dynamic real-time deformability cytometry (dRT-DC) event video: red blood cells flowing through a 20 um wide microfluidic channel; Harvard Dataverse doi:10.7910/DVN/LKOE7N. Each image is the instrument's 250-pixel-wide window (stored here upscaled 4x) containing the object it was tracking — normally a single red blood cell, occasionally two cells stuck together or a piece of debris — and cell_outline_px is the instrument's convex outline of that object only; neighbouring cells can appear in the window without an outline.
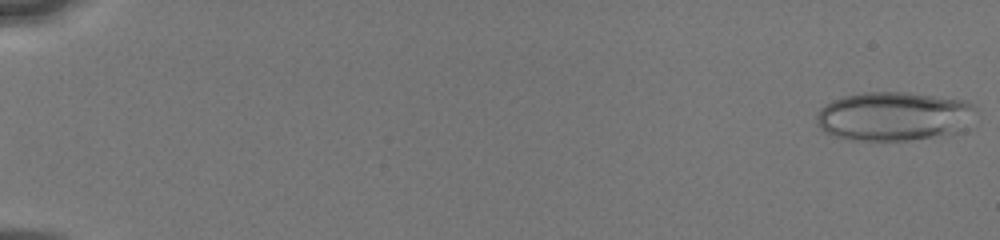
{"species": "human", "species_latin": "Homo sapiens", "temperature_condition": "cold", "stored_images_in_passage": 29, "camera_frame_rate_fps": 3000, "um_per_image_px": 0.085, "donor": {"sex": "male"}, "frame": {"image": 1, "passage_image": 1, "time_ms": 0.0, "image_size_px": [1000, 240], "cell_outline_px": [[976, 112], [952, 136], [908, 140], [852, 140], [836, 136], [824, 132], [816, 124], [816, 116], [820, 108], [824, 104], [832, 100], [844, 96], [864, 92], [904, 92], [968, 100], [976, 104]], "centroid_in_image_um": [75.97, 9.88], "position_along_channel_um": 9.0, "area_um2": 45.84}}
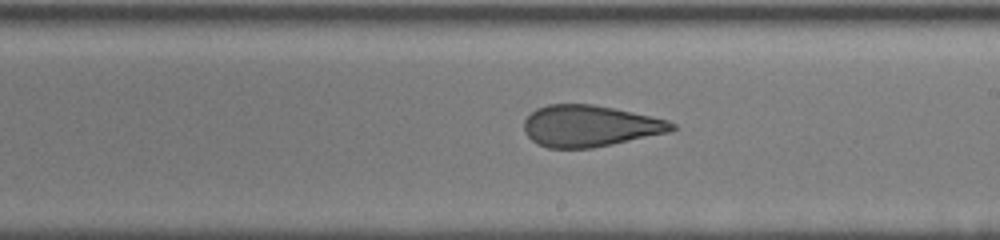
{"frame": {"image": 2, "passage_image": 18, "time_ms": 10.333, "image_size_px": [1000, 240], "cell_outline_px": [[676, 128], [668, 132], [612, 144], [592, 148], [548, 148], [536, 144], [524, 132], [524, 120], [536, 108], [548, 104], [592, 104], [612, 108], [668, 120], [676, 124]], "centroid_in_image_um": [50.09, 10.71], "position_along_channel_um": 238.9, "area_um2": 35.49}}
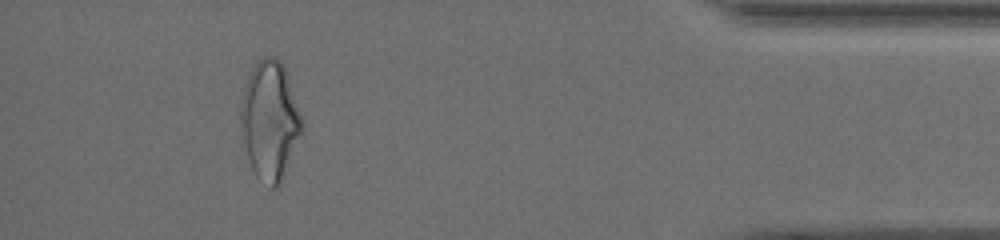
{"frame": {"image": 3, "passage_image": 27, "time_ms": 15.667, "image_size_px": [1000, 240], "cell_outline_px": [[304, 132], [284, 176], [280, 184], [276, 188], [272, 188], [260, 180], [256, 176], [252, 168], [248, 156], [240, 124], [240, 104], [244, 84], [252, 68], [264, 56], [276, 56], [284, 64], [304, 120]], "centroid_in_image_um": [22.98, 10.22], "position_along_channel_um": 412.2, "area_um2": 43.0}, "authors_computed_cell_mechanics": {"area_um2": 40.2866, "velocity_mm_per_s": 4.08, "shape_relaxation_time_tau1_ms": 6.2776, "shape_relaxation_time_tau2_ms": 1.405, "deformation_change_tau1": 0.1876, "deformation_change_tau2": 0.0982}}